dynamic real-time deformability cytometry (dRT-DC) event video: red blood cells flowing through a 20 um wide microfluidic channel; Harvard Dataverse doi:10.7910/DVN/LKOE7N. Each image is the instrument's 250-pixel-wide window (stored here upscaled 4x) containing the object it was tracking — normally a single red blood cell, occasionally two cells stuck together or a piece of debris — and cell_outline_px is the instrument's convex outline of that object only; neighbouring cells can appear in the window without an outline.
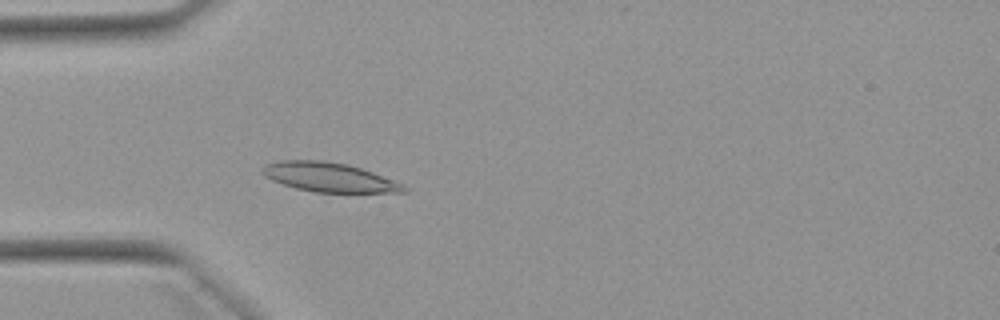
{"species": "Egyptian fruit bat (a non-hibernating species)", "species_latin": "Rousettus aegyptiacus", "temperature_condition": "warm", "stored_images_in_passage": 35, "camera_frame_rate_fps": 3000, "um_per_image_px": 0.085, "animal": {"sex": "female"}, "frame": {"image": 1, "passage_image": 15, "time_ms": 4.667, "image_size_px": [1000, 320], "cell_outline_px": [[408, 192], [312, 192], [296, 188], [272, 180], [264, 176], [260, 172], [260, 168], [264, 164], [280, 160], [324, 160], [348, 164], [372, 172], [404, 184], [408, 188]], "centroid_in_image_um": [27.94, 15.05], "position_along_channel_um": 57.1, "area_um2": 24.22}}
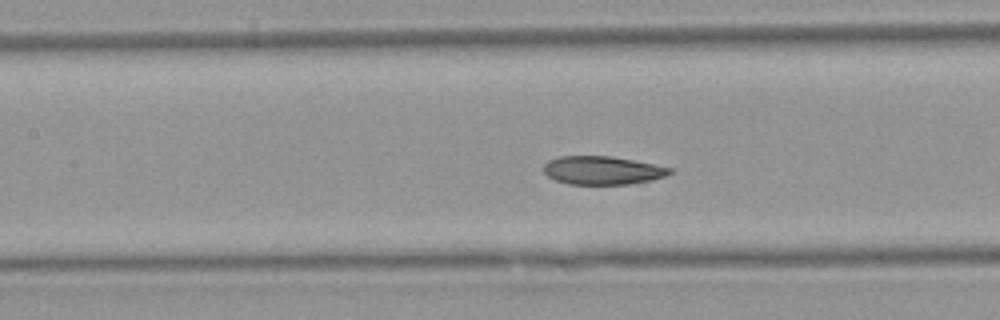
{"frame": {"image": 2, "passage_image": 23, "time_ms": 7.333, "image_size_px": [1000, 320], "cell_outline_px": [[672, 172], [664, 176], [652, 180], [628, 184], [568, 184], [556, 180], [548, 176], [544, 172], [544, 164], [548, 160], [560, 156], [612, 156], [672, 168]], "centroid_in_image_um": [51.18, 14.48], "position_along_channel_um": 156.2, "area_um2": 20.69}}
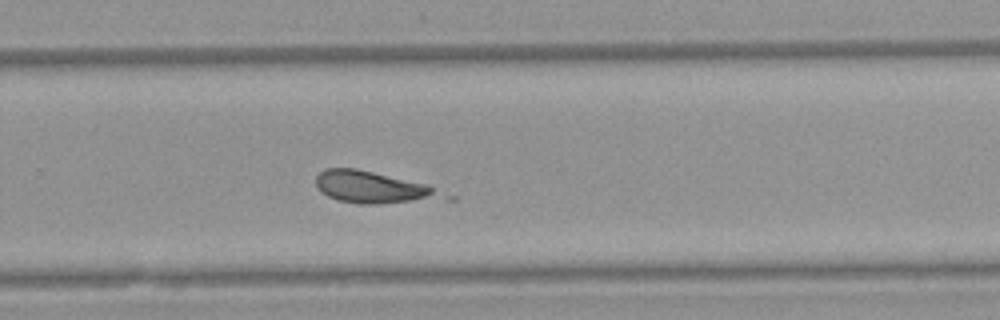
{"frame": {"image": 3, "passage_image": 34, "time_ms": 11.0, "image_size_px": [1000, 320], "cell_outline_px": [[456, 200], [380, 204], [360, 204], [340, 200], [328, 196], [320, 192], [316, 188], [316, 176], [320, 172], [328, 168], [356, 168], [428, 184], [456, 196]], "centroid_in_image_um": [31.92, 15.96], "position_along_channel_um": 297.9, "area_um2": 24.62}}